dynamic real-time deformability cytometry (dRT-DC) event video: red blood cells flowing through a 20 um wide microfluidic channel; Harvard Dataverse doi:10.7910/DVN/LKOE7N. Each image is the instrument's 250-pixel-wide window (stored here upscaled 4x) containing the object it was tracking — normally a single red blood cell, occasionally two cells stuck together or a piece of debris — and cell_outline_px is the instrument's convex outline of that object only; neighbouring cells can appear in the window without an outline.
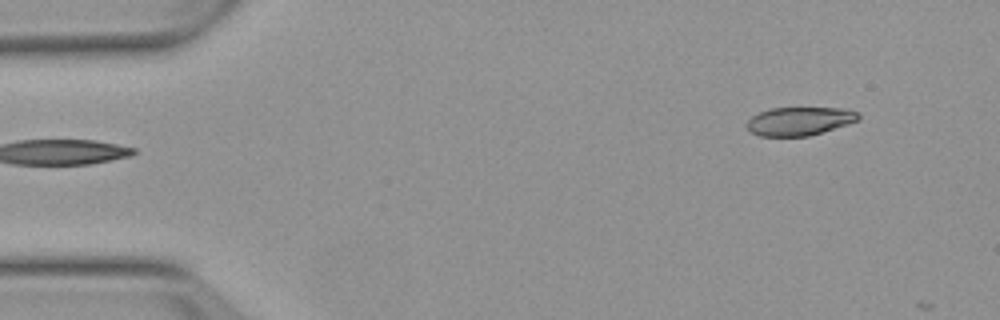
{"species": "Egyptian fruit bat (a non-hibernating species)", "species_latin": "Rousettus aegyptiacus", "temperature_condition": "warm", "stored_images_in_passage": 2, "camera_frame_rate_fps": 3000, "um_per_image_px": 0.085, "animal": {"sex": "female"}, "frame": {"image": 1, "passage_image": 2, "time_ms": 1.0, "image_size_px": [1000, 320], "cell_outline_px": [[860, 120], [848, 124], [808, 136], [760, 136], [752, 132], [744, 124], [752, 116], [760, 112], [772, 108], [848, 108], [860, 112]], "centroid_in_image_um": [67.99, 10.29], "position_along_channel_um": 17.0, "area_um2": 18.55}}